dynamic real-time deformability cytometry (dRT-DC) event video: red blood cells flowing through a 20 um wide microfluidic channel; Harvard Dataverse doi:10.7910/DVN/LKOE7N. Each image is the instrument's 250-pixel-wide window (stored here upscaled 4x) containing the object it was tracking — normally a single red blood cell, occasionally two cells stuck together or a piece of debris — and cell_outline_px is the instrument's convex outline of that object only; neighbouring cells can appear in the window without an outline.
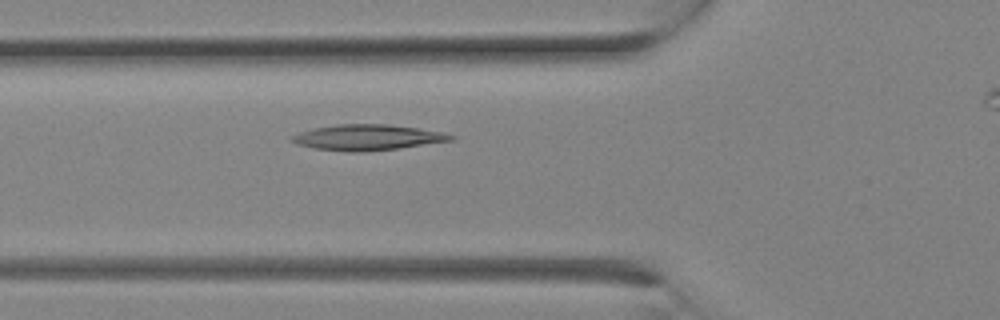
{"species": "Egyptian fruit bat (a non-hibernating species)", "species_latin": "Rousettus aegyptiacus", "temperature_condition": "room temperature", "stored_images_in_passage": 4, "camera_frame_rate_fps": 3000, "um_per_image_px": 0.085, "animal": {"sex": "female"}, "frame": {"image": 1, "passage_image": 4, "time_ms": 1.0, "image_size_px": [1000, 320], "cell_outline_px": [[456, 136], [452, 140], [400, 148], [364, 152], [348, 152], [312, 148], [296, 144], [292, 140], [292, 136], [300, 132], [316, 128], [336, 124], [388, 124], [416, 128], [440, 132]], "centroid_in_image_um": [31.21, 11.69], "position_along_channel_um": 94.6, "area_um2": 23.58}}